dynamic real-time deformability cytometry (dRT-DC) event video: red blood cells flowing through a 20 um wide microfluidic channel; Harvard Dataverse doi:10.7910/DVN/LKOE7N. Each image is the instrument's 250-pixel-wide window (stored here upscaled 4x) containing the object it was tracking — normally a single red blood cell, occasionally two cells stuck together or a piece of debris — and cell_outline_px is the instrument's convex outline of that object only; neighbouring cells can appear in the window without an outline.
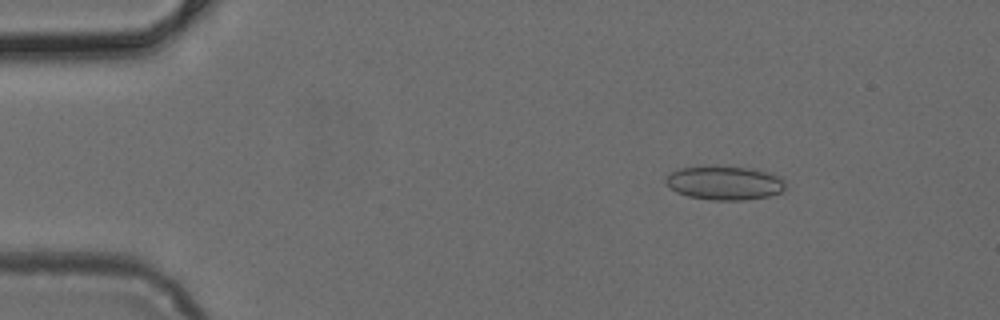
{"species": "common noctule bat (a hibernating species)", "species_latin": "Nyctalus noctula", "temperature_condition": "cold", "stored_images_in_passage": 4, "camera_frame_rate_fps": 3000, "um_per_image_px": 0.085, "animal": {"sex": "female", "body_mass_g": 24.6, "forearm_length_mm": 56.2}, "frame": {"image": 1, "passage_image": 2, "time_ms": 0.333, "image_size_px": [1000, 320], "cell_outline_px": [[784, 188], [780, 192], [768, 196], [744, 200], [712, 200], [688, 196], [676, 192], [664, 180], [664, 176], [680, 168], [700, 164], [752, 168], [772, 172], [784, 176]], "centroid_in_image_um": [61.59, 15.51], "position_along_channel_um": 23.4, "area_um2": 24.28}}